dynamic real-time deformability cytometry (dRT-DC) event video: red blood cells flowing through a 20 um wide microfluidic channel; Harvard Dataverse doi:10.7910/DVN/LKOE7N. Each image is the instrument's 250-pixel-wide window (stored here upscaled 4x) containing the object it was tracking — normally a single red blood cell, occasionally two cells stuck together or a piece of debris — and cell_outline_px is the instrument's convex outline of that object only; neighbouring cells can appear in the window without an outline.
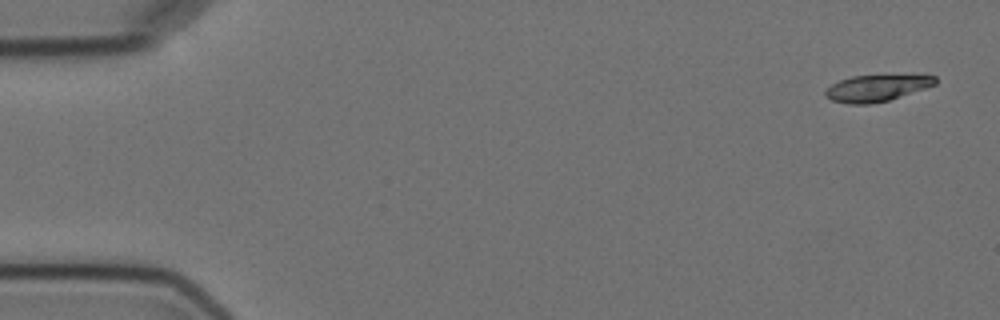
{"species": "Egyptian fruit bat (a non-hibernating species)", "species_latin": "Rousettus aegyptiacus", "temperature_condition": "cold", "stored_images_in_passage": 4, "segment_of_instrument_passage": [2, 2], "camera_frame_rate_fps": 3000, "um_per_image_px": 0.085, "animal": {"sex": "female"}, "frame": {"image": 1, "passage_image": 4, "time_ms": 4.0, "image_size_px": [1000, 320], "cell_outline_px": [[936, 84], [888, 100], [868, 104], [848, 104], [832, 100], [824, 96], [824, 92], [832, 84], [840, 80], [852, 76], [936, 76]], "centroid_in_image_um": [74.44, 7.5], "position_along_channel_um": 10.6, "area_um2": 16.42}}